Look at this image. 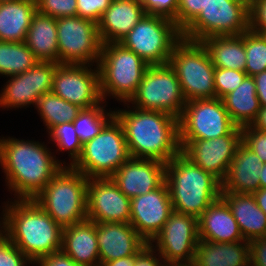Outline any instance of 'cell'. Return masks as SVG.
<instances>
[{
    "instance_id": "19",
    "label": "cell",
    "mask_w": 266,
    "mask_h": 266,
    "mask_svg": "<svg viewBox=\"0 0 266 266\" xmlns=\"http://www.w3.org/2000/svg\"><path fill=\"white\" fill-rule=\"evenodd\" d=\"M130 225L147 242L161 231L173 212L167 184L131 199Z\"/></svg>"
},
{
    "instance_id": "5",
    "label": "cell",
    "mask_w": 266,
    "mask_h": 266,
    "mask_svg": "<svg viewBox=\"0 0 266 266\" xmlns=\"http://www.w3.org/2000/svg\"><path fill=\"white\" fill-rule=\"evenodd\" d=\"M87 185L83 173L63 166L33 200L65 228L87 219Z\"/></svg>"
},
{
    "instance_id": "8",
    "label": "cell",
    "mask_w": 266,
    "mask_h": 266,
    "mask_svg": "<svg viewBox=\"0 0 266 266\" xmlns=\"http://www.w3.org/2000/svg\"><path fill=\"white\" fill-rule=\"evenodd\" d=\"M121 123L114 116L93 139L82 145L71 166L89 178H110L130 158Z\"/></svg>"
},
{
    "instance_id": "44",
    "label": "cell",
    "mask_w": 266,
    "mask_h": 266,
    "mask_svg": "<svg viewBox=\"0 0 266 266\" xmlns=\"http://www.w3.org/2000/svg\"><path fill=\"white\" fill-rule=\"evenodd\" d=\"M249 29L259 34L266 30V0H251Z\"/></svg>"
},
{
    "instance_id": "47",
    "label": "cell",
    "mask_w": 266,
    "mask_h": 266,
    "mask_svg": "<svg viewBox=\"0 0 266 266\" xmlns=\"http://www.w3.org/2000/svg\"><path fill=\"white\" fill-rule=\"evenodd\" d=\"M32 266H80L62 251L39 258Z\"/></svg>"
},
{
    "instance_id": "34",
    "label": "cell",
    "mask_w": 266,
    "mask_h": 266,
    "mask_svg": "<svg viewBox=\"0 0 266 266\" xmlns=\"http://www.w3.org/2000/svg\"><path fill=\"white\" fill-rule=\"evenodd\" d=\"M107 102L92 108L82 109L74 119L76 134L82 144L98 135L102 128L114 117V110L107 109Z\"/></svg>"
},
{
    "instance_id": "28",
    "label": "cell",
    "mask_w": 266,
    "mask_h": 266,
    "mask_svg": "<svg viewBox=\"0 0 266 266\" xmlns=\"http://www.w3.org/2000/svg\"><path fill=\"white\" fill-rule=\"evenodd\" d=\"M25 43L38 61L59 64L57 23L55 18L37 11L32 18Z\"/></svg>"
},
{
    "instance_id": "26",
    "label": "cell",
    "mask_w": 266,
    "mask_h": 266,
    "mask_svg": "<svg viewBox=\"0 0 266 266\" xmlns=\"http://www.w3.org/2000/svg\"><path fill=\"white\" fill-rule=\"evenodd\" d=\"M245 241L266 236V214L258 207L253 194L221 191Z\"/></svg>"
},
{
    "instance_id": "42",
    "label": "cell",
    "mask_w": 266,
    "mask_h": 266,
    "mask_svg": "<svg viewBox=\"0 0 266 266\" xmlns=\"http://www.w3.org/2000/svg\"><path fill=\"white\" fill-rule=\"evenodd\" d=\"M112 0H77V16L98 23Z\"/></svg>"
},
{
    "instance_id": "2",
    "label": "cell",
    "mask_w": 266,
    "mask_h": 266,
    "mask_svg": "<svg viewBox=\"0 0 266 266\" xmlns=\"http://www.w3.org/2000/svg\"><path fill=\"white\" fill-rule=\"evenodd\" d=\"M123 105L125 109L114 108V116L123 127L132 158L168 163L181 151L178 118L166 112L138 109L129 103Z\"/></svg>"
},
{
    "instance_id": "32",
    "label": "cell",
    "mask_w": 266,
    "mask_h": 266,
    "mask_svg": "<svg viewBox=\"0 0 266 266\" xmlns=\"http://www.w3.org/2000/svg\"><path fill=\"white\" fill-rule=\"evenodd\" d=\"M35 109L46 127V132L56 125L73 122L82 110L78 105L62 99L53 92L42 94Z\"/></svg>"
},
{
    "instance_id": "55",
    "label": "cell",
    "mask_w": 266,
    "mask_h": 266,
    "mask_svg": "<svg viewBox=\"0 0 266 266\" xmlns=\"http://www.w3.org/2000/svg\"><path fill=\"white\" fill-rule=\"evenodd\" d=\"M166 266H192V265H166Z\"/></svg>"
},
{
    "instance_id": "46",
    "label": "cell",
    "mask_w": 266,
    "mask_h": 266,
    "mask_svg": "<svg viewBox=\"0 0 266 266\" xmlns=\"http://www.w3.org/2000/svg\"><path fill=\"white\" fill-rule=\"evenodd\" d=\"M250 266H266V236L250 241Z\"/></svg>"
},
{
    "instance_id": "30",
    "label": "cell",
    "mask_w": 266,
    "mask_h": 266,
    "mask_svg": "<svg viewBox=\"0 0 266 266\" xmlns=\"http://www.w3.org/2000/svg\"><path fill=\"white\" fill-rule=\"evenodd\" d=\"M225 109L237 127L251 125L260 110L253 76H246L242 83L222 98Z\"/></svg>"
},
{
    "instance_id": "24",
    "label": "cell",
    "mask_w": 266,
    "mask_h": 266,
    "mask_svg": "<svg viewBox=\"0 0 266 266\" xmlns=\"http://www.w3.org/2000/svg\"><path fill=\"white\" fill-rule=\"evenodd\" d=\"M198 237L218 243L245 241L229 206L221 197L198 218Z\"/></svg>"
},
{
    "instance_id": "14",
    "label": "cell",
    "mask_w": 266,
    "mask_h": 266,
    "mask_svg": "<svg viewBox=\"0 0 266 266\" xmlns=\"http://www.w3.org/2000/svg\"><path fill=\"white\" fill-rule=\"evenodd\" d=\"M198 240V219L173 211L149 244L167 265H192Z\"/></svg>"
},
{
    "instance_id": "22",
    "label": "cell",
    "mask_w": 266,
    "mask_h": 266,
    "mask_svg": "<svg viewBox=\"0 0 266 266\" xmlns=\"http://www.w3.org/2000/svg\"><path fill=\"white\" fill-rule=\"evenodd\" d=\"M145 14L141 0H112L97 23L102 43H119Z\"/></svg>"
},
{
    "instance_id": "1",
    "label": "cell",
    "mask_w": 266,
    "mask_h": 266,
    "mask_svg": "<svg viewBox=\"0 0 266 266\" xmlns=\"http://www.w3.org/2000/svg\"><path fill=\"white\" fill-rule=\"evenodd\" d=\"M52 150L47 143L34 139L0 138V168L6 188L14 196L10 199L33 200L66 166Z\"/></svg>"
},
{
    "instance_id": "40",
    "label": "cell",
    "mask_w": 266,
    "mask_h": 266,
    "mask_svg": "<svg viewBox=\"0 0 266 266\" xmlns=\"http://www.w3.org/2000/svg\"><path fill=\"white\" fill-rule=\"evenodd\" d=\"M208 0H178V11L174 20L177 28L183 32L205 8Z\"/></svg>"
},
{
    "instance_id": "10",
    "label": "cell",
    "mask_w": 266,
    "mask_h": 266,
    "mask_svg": "<svg viewBox=\"0 0 266 266\" xmlns=\"http://www.w3.org/2000/svg\"><path fill=\"white\" fill-rule=\"evenodd\" d=\"M129 105L180 118L186 104L181 84L169 64L149 65ZM131 103V104H130Z\"/></svg>"
},
{
    "instance_id": "50",
    "label": "cell",
    "mask_w": 266,
    "mask_h": 266,
    "mask_svg": "<svg viewBox=\"0 0 266 266\" xmlns=\"http://www.w3.org/2000/svg\"><path fill=\"white\" fill-rule=\"evenodd\" d=\"M136 261V255L123 257L113 261H107L102 263L100 266H134Z\"/></svg>"
},
{
    "instance_id": "4",
    "label": "cell",
    "mask_w": 266,
    "mask_h": 266,
    "mask_svg": "<svg viewBox=\"0 0 266 266\" xmlns=\"http://www.w3.org/2000/svg\"><path fill=\"white\" fill-rule=\"evenodd\" d=\"M165 183L173 211L197 219L221 197V182L197 166L181 151L166 163Z\"/></svg>"
},
{
    "instance_id": "41",
    "label": "cell",
    "mask_w": 266,
    "mask_h": 266,
    "mask_svg": "<svg viewBox=\"0 0 266 266\" xmlns=\"http://www.w3.org/2000/svg\"><path fill=\"white\" fill-rule=\"evenodd\" d=\"M242 129V142L266 163V131L256 130L250 125Z\"/></svg>"
},
{
    "instance_id": "37",
    "label": "cell",
    "mask_w": 266,
    "mask_h": 266,
    "mask_svg": "<svg viewBox=\"0 0 266 266\" xmlns=\"http://www.w3.org/2000/svg\"><path fill=\"white\" fill-rule=\"evenodd\" d=\"M247 76L246 72L215 67L214 82L216 98L222 99L234 91Z\"/></svg>"
},
{
    "instance_id": "39",
    "label": "cell",
    "mask_w": 266,
    "mask_h": 266,
    "mask_svg": "<svg viewBox=\"0 0 266 266\" xmlns=\"http://www.w3.org/2000/svg\"><path fill=\"white\" fill-rule=\"evenodd\" d=\"M33 263L0 230V266H30Z\"/></svg>"
},
{
    "instance_id": "23",
    "label": "cell",
    "mask_w": 266,
    "mask_h": 266,
    "mask_svg": "<svg viewBox=\"0 0 266 266\" xmlns=\"http://www.w3.org/2000/svg\"><path fill=\"white\" fill-rule=\"evenodd\" d=\"M262 166L261 159L241 142L221 182V191L253 194L259 189Z\"/></svg>"
},
{
    "instance_id": "15",
    "label": "cell",
    "mask_w": 266,
    "mask_h": 266,
    "mask_svg": "<svg viewBox=\"0 0 266 266\" xmlns=\"http://www.w3.org/2000/svg\"><path fill=\"white\" fill-rule=\"evenodd\" d=\"M52 92L82 109L100 105L103 98L98 66L58 64L53 77Z\"/></svg>"
},
{
    "instance_id": "35",
    "label": "cell",
    "mask_w": 266,
    "mask_h": 266,
    "mask_svg": "<svg viewBox=\"0 0 266 266\" xmlns=\"http://www.w3.org/2000/svg\"><path fill=\"white\" fill-rule=\"evenodd\" d=\"M47 134L51 144L57 146L55 153L67 152L70 161L66 163V166L71 167L80 157L83 145L76 134L73 122L56 125Z\"/></svg>"
},
{
    "instance_id": "43",
    "label": "cell",
    "mask_w": 266,
    "mask_h": 266,
    "mask_svg": "<svg viewBox=\"0 0 266 266\" xmlns=\"http://www.w3.org/2000/svg\"><path fill=\"white\" fill-rule=\"evenodd\" d=\"M141 4L147 14L176 19L178 0H141Z\"/></svg>"
},
{
    "instance_id": "53",
    "label": "cell",
    "mask_w": 266,
    "mask_h": 266,
    "mask_svg": "<svg viewBox=\"0 0 266 266\" xmlns=\"http://www.w3.org/2000/svg\"><path fill=\"white\" fill-rule=\"evenodd\" d=\"M234 1H239V2H242V3H251V0H234Z\"/></svg>"
},
{
    "instance_id": "56",
    "label": "cell",
    "mask_w": 266,
    "mask_h": 266,
    "mask_svg": "<svg viewBox=\"0 0 266 266\" xmlns=\"http://www.w3.org/2000/svg\"><path fill=\"white\" fill-rule=\"evenodd\" d=\"M262 35H263L264 38L266 39V30L262 33Z\"/></svg>"
},
{
    "instance_id": "29",
    "label": "cell",
    "mask_w": 266,
    "mask_h": 266,
    "mask_svg": "<svg viewBox=\"0 0 266 266\" xmlns=\"http://www.w3.org/2000/svg\"><path fill=\"white\" fill-rule=\"evenodd\" d=\"M36 12V0H17L0 3V41H25L32 18Z\"/></svg>"
},
{
    "instance_id": "33",
    "label": "cell",
    "mask_w": 266,
    "mask_h": 266,
    "mask_svg": "<svg viewBox=\"0 0 266 266\" xmlns=\"http://www.w3.org/2000/svg\"><path fill=\"white\" fill-rule=\"evenodd\" d=\"M38 60L23 42L0 41V76L9 77L24 73Z\"/></svg>"
},
{
    "instance_id": "52",
    "label": "cell",
    "mask_w": 266,
    "mask_h": 266,
    "mask_svg": "<svg viewBox=\"0 0 266 266\" xmlns=\"http://www.w3.org/2000/svg\"><path fill=\"white\" fill-rule=\"evenodd\" d=\"M259 179H260L259 188H266V163H263Z\"/></svg>"
},
{
    "instance_id": "20",
    "label": "cell",
    "mask_w": 266,
    "mask_h": 266,
    "mask_svg": "<svg viewBox=\"0 0 266 266\" xmlns=\"http://www.w3.org/2000/svg\"><path fill=\"white\" fill-rule=\"evenodd\" d=\"M166 163L130 157L110 177L130 199L152 192L165 182Z\"/></svg>"
},
{
    "instance_id": "31",
    "label": "cell",
    "mask_w": 266,
    "mask_h": 266,
    "mask_svg": "<svg viewBox=\"0 0 266 266\" xmlns=\"http://www.w3.org/2000/svg\"><path fill=\"white\" fill-rule=\"evenodd\" d=\"M201 43L208 51L214 67L245 72L244 33L235 36L208 37Z\"/></svg>"
},
{
    "instance_id": "17",
    "label": "cell",
    "mask_w": 266,
    "mask_h": 266,
    "mask_svg": "<svg viewBox=\"0 0 266 266\" xmlns=\"http://www.w3.org/2000/svg\"><path fill=\"white\" fill-rule=\"evenodd\" d=\"M241 142V127H236L230 134L214 139L179 140L181 152L220 182L226 177Z\"/></svg>"
},
{
    "instance_id": "7",
    "label": "cell",
    "mask_w": 266,
    "mask_h": 266,
    "mask_svg": "<svg viewBox=\"0 0 266 266\" xmlns=\"http://www.w3.org/2000/svg\"><path fill=\"white\" fill-rule=\"evenodd\" d=\"M168 64L181 84L186 102L216 98L215 67L201 42L182 38L174 46Z\"/></svg>"
},
{
    "instance_id": "21",
    "label": "cell",
    "mask_w": 266,
    "mask_h": 266,
    "mask_svg": "<svg viewBox=\"0 0 266 266\" xmlns=\"http://www.w3.org/2000/svg\"><path fill=\"white\" fill-rule=\"evenodd\" d=\"M100 265L139 253L148 243L130 223H96Z\"/></svg>"
},
{
    "instance_id": "9",
    "label": "cell",
    "mask_w": 266,
    "mask_h": 266,
    "mask_svg": "<svg viewBox=\"0 0 266 266\" xmlns=\"http://www.w3.org/2000/svg\"><path fill=\"white\" fill-rule=\"evenodd\" d=\"M181 39L182 32L173 20L146 13L119 43L149 65H164Z\"/></svg>"
},
{
    "instance_id": "18",
    "label": "cell",
    "mask_w": 266,
    "mask_h": 266,
    "mask_svg": "<svg viewBox=\"0 0 266 266\" xmlns=\"http://www.w3.org/2000/svg\"><path fill=\"white\" fill-rule=\"evenodd\" d=\"M87 219L95 223H130L131 199L111 178H89Z\"/></svg>"
},
{
    "instance_id": "13",
    "label": "cell",
    "mask_w": 266,
    "mask_h": 266,
    "mask_svg": "<svg viewBox=\"0 0 266 266\" xmlns=\"http://www.w3.org/2000/svg\"><path fill=\"white\" fill-rule=\"evenodd\" d=\"M237 126L222 99L187 101L179 118V140H207L230 134Z\"/></svg>"
},
{
    "instance_id": "11",
    "label": "cell",
    "mask_w": 266,
    "mask_h": 266,
    "mask_svg": "<svg viewBox=\"0 0 266 266\" xmlns=\"http://www.w3.org/2000/svg\"><path fill=\"white\" fill-rule=\"evenodd\" d=\"M251 3L208 0L198 17L182 32V38L201 42L208 37L241 35L249 30Z\"/></svg>"
},
{
    "instance_id": "27",
    "label": "cell",
    "mask_w": 266,
    "mask_h": 266,
    "mask_svg": "<svg viewBox=\"0 0 266 266\" xmlns=\"http://www.w3.org/2000/svg\"><path fill=\"white\" fill-rule=\"evenodd\" d=\"M250 242L218 243L198 240L192 266H250Z\"/></svg>"
},
{
    "instance_id": "54",
    "label": "cell",
    "mask_w": 266,
    "mask_h": 266,
    "mask_svg": "<svg viewBox=\"0 0 266 266\" xmlns=\"http://www.w3.org/2000/svg\"><path fill=\"white\" fill-rule=\"evenodd\" d=\"M9 1H17V0H0V3L9 2Z\"/></svg>"
},
{
    "instance_id": "25",
    "label": "cell",
    "mask_w": 266,
    "mask_h": 266,
    "mask_svg": "<svg viewBox=\"0 0 266 266\" xmlns=\"http://www.w3.org/2000/svg\"><path fill=\"white\" fill-rule=\"evenodd\" d=\"M61 251L80 266H100L96 223L85 219L63 228Z\"/></svg>"
},
{
    "instance_id": "38",
    "label": "cell",
    "mask_w": 266,
    "mask_h": 266,
    "mask_svg": "<svg viewBox=\"0 0 266 266\" xmlns=\"http://www.w3.org/2000/svg\"><path fill=\"white\" fill-rule=\"evenodd\" d=\"M37 11L55 19L77 16V0H36Z\"/></svg>"
},
{
    "instance_id": "6",
    "label": "cell",
    "mask_w": 266,
    "mask_h": 266,
    "mask_svg": "<svg viewBox=\"0 0 266 266\" xmlns=\"http://www.w3.org/2000/svg\"><path fill=\"white\" fill-rule=\"evenodd\" d=\"M97 66L103 101L109 97L120 104L135 95L149 64L121 43H103Z\"/></svg>"
},
{
    "instance_id": "49",
    "label": "cell",
    "mask_w": 266,
    "mask_h": 266,
    "mask_svg": "<svg viewBox=\"0 0 266 266\" xmlns=\"http://www.w3.org/2000/svg\"><path fill=\"white\" fill-rule=\"evenodd\" d=\"M256 130L266 131V107H261L255 120L250 125Z\"/></svg>"
},
{
    "instance_id": "3",
    "label": "cell",
    "mask_w": 266,
    "mask_h": 266,
    "mask_svg": "<svg viewBox=\"0 0 266 266\" xmlns=\"http://www.w3.org/2000/svg\"><path fill=\"white\" fill-rule=\"evenodd\" d=\"M2 204L0 230L32 263L61 251L63 228L34 200L8 198Z\"/></svg>"
},
{
    "instance_id": "12",
    "label": "cell",
    "mask_w": 266,
    "mask_h": 266,
    "mask_svg": "<svg viewBox=\"0 0 266 266\" xmlns=\"http://www.w3.org/2000/svg\"><path fill=\"white\" fill-rule=\"evenodd\" d=\"M59 64L98 65L102 41L98 25L80 16L56 19Z\"/></svg>"
},
{
    "instance_id": "45",
    "label": "cell",
    "mask_w": 266,
    "mask_h": 266,
    "mask_svg": "<svg viewBox=\"0 0 266 266\" xmlns=\"http://www.w3.org/2000/svg\"><path fill=\"white\" fill-rule=\"evenodd\" d=\"M167 264L160 257L157 251L148 243L139 253L136 254L134 266H166Z\"/></svg>"
},
{
    "instance_id": "51",
    "label": "cell",
    "mask_w": 266,
    "mask_h": 266,
    "mask_svg": "<svg viewBox=\"0 0 266 266\" xmlns=\"http://www.w3.org/2000/svg\"><path fill=\"white\" fill-rule=\"evenodd\" d=\"M253 195L258 207L266 214V188H259Z\"/></svg>"
},
{
    "instance_id": "16",
    "label": "cell",
    "mask_w": 266,
    "mask_h": 266,
    "mask_svg": "<svg viewBox=\"0 0 266 266\" xmlns=\"http://www.w3.org/2000/svg\"><path fill=\"white\" fill-rule=\"evenodd\" d=\"M57 66L54 62L38 61L24 73L6 77L8 80L0 90V108L8 111L13 108L26 109L31 104L35 107L42 94L52 92Z\"/></svg>"
},
{
    "instance_id": "36",
    "label": "cell",
    "mask_w": 266,
    "mask_h": 266,
    "mask_svg": "<svg viewBox=\"0 0 266 266\" xmlns=\"http://www.w3.org/2000/svg\"><path fill=\"white\" fill-rule=\"evenodd\" d=\"M244 48L246 53V74L254 76L266 71V39L264 36L249 29L244 32Z\"/></svg>"
},
{
    "instance_id": "48",
    "label": "cell",
    "mask_w": 266,
    "mask_h": 266,
    "mask_svg": "<svg viewBox=\"0 0 266 266\" xmlns=\"http://www.w3.org/2000/svg\"><path fill=\"white\" fill-rule=\"evenodd\" d=\"M256 84V94L261 107H266V71L253 76Z\"/></svg>"
}]
</instances>
